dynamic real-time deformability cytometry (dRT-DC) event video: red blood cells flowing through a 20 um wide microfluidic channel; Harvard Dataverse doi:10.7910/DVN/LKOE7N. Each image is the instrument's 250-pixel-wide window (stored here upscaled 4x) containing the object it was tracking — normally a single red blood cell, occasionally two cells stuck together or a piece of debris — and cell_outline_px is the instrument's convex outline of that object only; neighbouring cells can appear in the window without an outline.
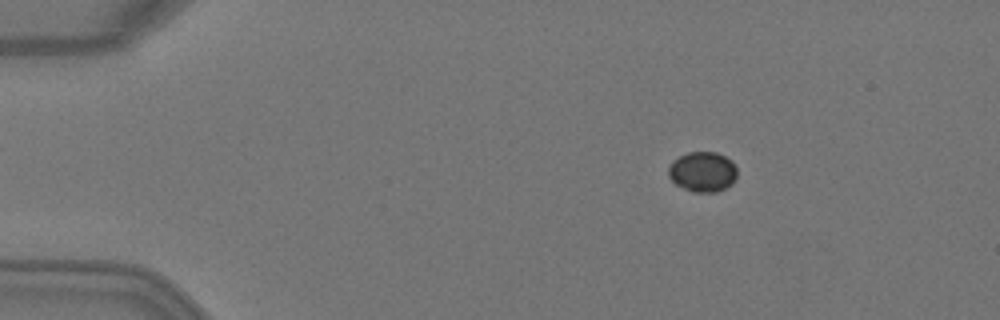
{"species": "Egyptian fruit bat (a non-hibernating species)", "species_latin": "Rousettus aegyptiacus", "temperature_condition": "warm", "stored_images_in_passage": 5, "camera_frame_rate_fps": 3000, "um_per_image_px": 0.085, "animal": {"sex": "female"}, "frame": {"image": 1, "passage_image": 2, "time_ms": 0.333, "image_size_px": [1000, 320], "cell_outline_px": [[736, 180], [732, 184], [716, 192], [692, 192], [676, 184], [668, 176], [668, 168], [672, 160], [688, 152], [716, 152], [732, 160], [736, 168]], "centroid_in_image_um": [59.72, 14.6], "position_along_channel_um": 25.3, "area_um2": 16.13}}